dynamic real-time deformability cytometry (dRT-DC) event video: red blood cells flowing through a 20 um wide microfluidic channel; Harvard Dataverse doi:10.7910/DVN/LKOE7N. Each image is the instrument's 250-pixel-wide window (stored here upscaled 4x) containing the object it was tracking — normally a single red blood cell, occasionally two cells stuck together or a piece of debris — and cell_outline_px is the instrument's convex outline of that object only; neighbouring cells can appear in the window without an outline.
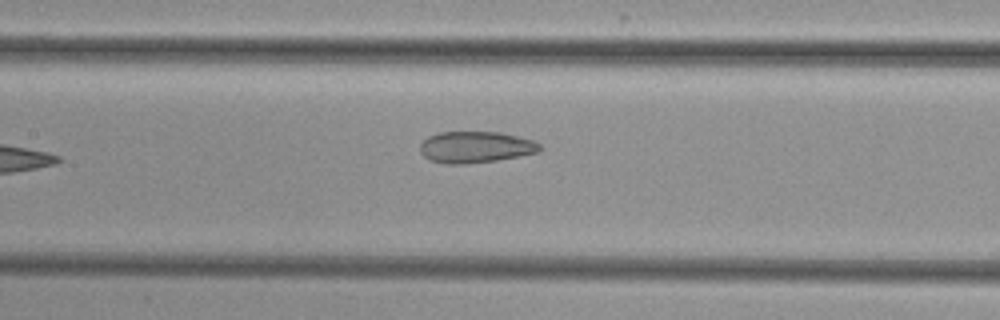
{"species": "common noctule bat (a hibernating species)", "species_latin": "Nyctalus noctula", "temperature_condition": "cold", "stored_images_in_passage": 6, "camera_frame_rate_fps": 3000, "um_per_image_px": 0.085, "animal": {"sex": "female", "body_mass_g": 29.2, "forearm_length_mm": 56.3}, "frame": {"image": 1, "passage_image": 6, "time_ms": 6.333, "image_size_px": [1000, 320], "cell_outline_px": [[540, 148], [536, 152], [520, 156], [496, 160], [464, 164], [444, 164], [428, 160], [420, 152], [420, 144], [428, 136], [440, 132], [500, 132], [532, 140], [540, 144]], "centroid_in_image_um": [40.36, 12.51], "position_along_channel_um": 167.0, "area_um2": 21.85}}